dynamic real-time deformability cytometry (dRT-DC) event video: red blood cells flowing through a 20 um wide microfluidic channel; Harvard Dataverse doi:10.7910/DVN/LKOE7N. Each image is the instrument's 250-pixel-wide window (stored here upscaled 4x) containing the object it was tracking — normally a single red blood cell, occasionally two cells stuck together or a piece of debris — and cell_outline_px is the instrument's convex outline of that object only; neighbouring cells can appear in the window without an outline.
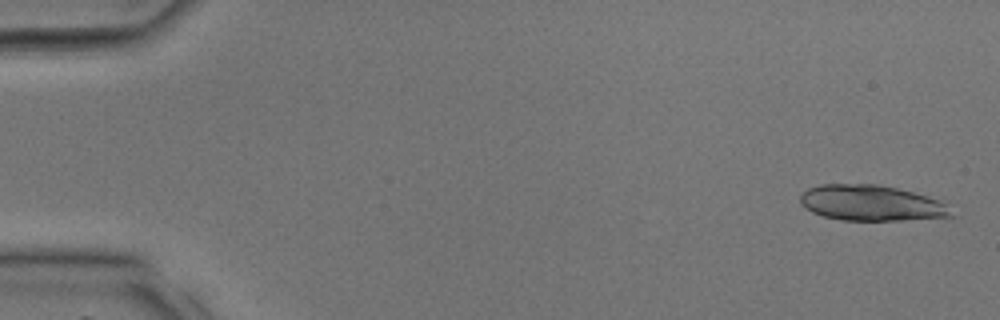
{"species": "common noctule bat (a hibernating species)", "species_latin": "Nyctalus noctula", "temperature_condition": "room temperature", "stored_images_in_passage": 37, "segment_of_instrument_passage": [1, 2], "camera_frame_rate_fps": 3000, "um_per_image_px": 0.085, "animal": {"sex": "male", "body_mass_g": 17.9, "forearm_length_mm": 54.2}, "frame": {"image": 1, "passage_image": 1, "time_ms": 0.0, "image_size_px": [1000, 320], "cell_outline_px": [[956, 216], [948, 220], [840, 220], [824, 216], [812, 212], [804, 208], [800, 204], [800, 196], [808, 188], [820, 184], [876, 184], [896, 188], [928, 196], [944, 204]], "centroid_in_image_um": [74.12, 17.28], "position_along_channel_um": 10.9, "area_um2": 31.85}}